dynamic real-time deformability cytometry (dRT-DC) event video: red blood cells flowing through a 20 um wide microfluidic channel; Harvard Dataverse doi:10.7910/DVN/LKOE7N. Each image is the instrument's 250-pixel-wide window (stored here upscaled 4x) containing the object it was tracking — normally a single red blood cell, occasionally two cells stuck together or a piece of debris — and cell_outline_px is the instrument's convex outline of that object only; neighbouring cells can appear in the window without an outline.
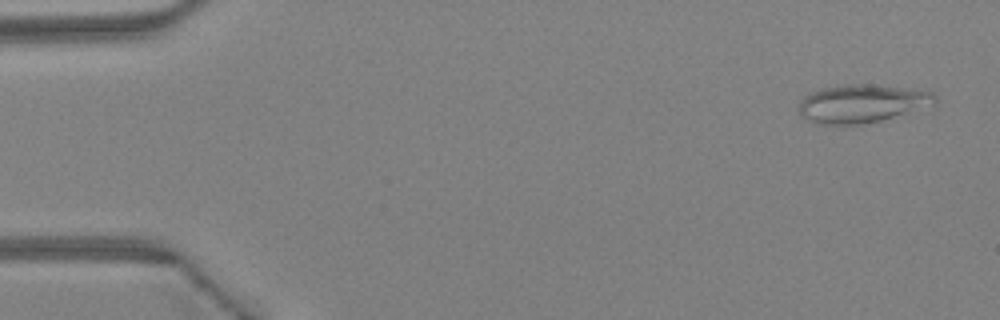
{"species": "Egyptian fruit bat (a non-hibernating species)", "species_latin": "Rousettus aegyptiacus", "temperature_condition": "warm", "stored_images_in_passage": 44, "camera_frame_rate_fps": 3000, "um_per_image_px": 0.085, "animal": {"sex": "female"}, "frame": {"image": 1, "passage_image": 2, "time_ms": 0.333, "image_size_px": [1000, 320], "cell_outline_px": [[936, 104], [880, 120], [860, 124], [816, 124], [808, 120], [800, 112], [800, 104], [804, 96], [820, 88], [848, 84], [868, 84], [932, 92], [936, 96]], "centroid_in_image_um": [73.24, 8.8], "position_along_channel_um": 11.8, "area_um2": 29.65}}
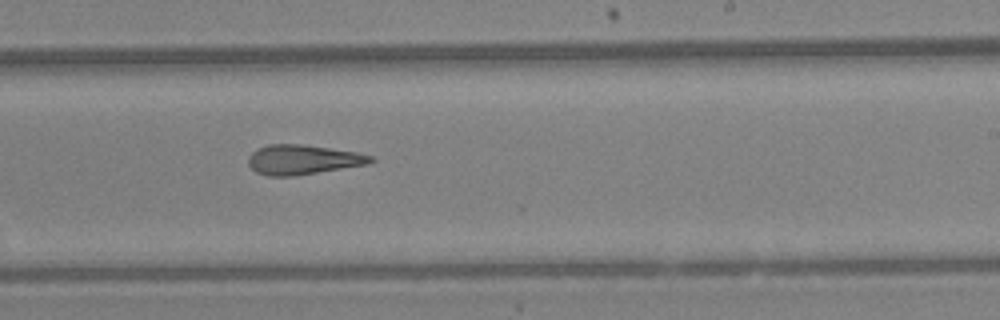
{"frame": {"image": 2, "passage_image": 27, "time_ms": 8.667, "image_size_px": [1000, 320], "cell_outline_px": [[376, 160], [368, 164], [292, 176], [268, 176], [256, 172], [248, 164], [248, 156], [256, 148], [268, 144], [300, 144], [356, 152], [372, 156]], "centroid_in_image_um": [25.7, 13.56], "position_along_channel_um": 263.3, "area_um2": 21.04}}
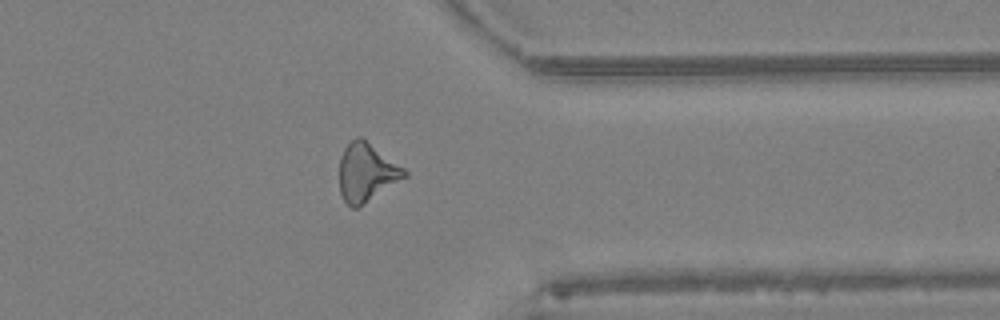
{"frame": {"image": 3, "passage_image": 35, "time_ms": 11.333, "image_size_px": [1000, 320], "cell_outline_px": [[408, 176], [356, 208], [352, 208], [344, 200], [340, 192], [340, 156], [344, 148], [356, 136], [360, 136], [404, 168], [408, 172]], "centroid_in_image_um": [31.15, 14.65], "position_along_channel_um": 380.3, "area_um2": 21.73}, "authors_computed_cell_mechanics": {"area_um2": 21.964, "velocity_mm_per_s": 4.6109, "shape_relaxation_time_tau1_ms": null, "shape_relaxation_time_tau2_ms": 3.8477, "deformation_change_tau1": null, "deformation_change_tau2": 0.1769}}